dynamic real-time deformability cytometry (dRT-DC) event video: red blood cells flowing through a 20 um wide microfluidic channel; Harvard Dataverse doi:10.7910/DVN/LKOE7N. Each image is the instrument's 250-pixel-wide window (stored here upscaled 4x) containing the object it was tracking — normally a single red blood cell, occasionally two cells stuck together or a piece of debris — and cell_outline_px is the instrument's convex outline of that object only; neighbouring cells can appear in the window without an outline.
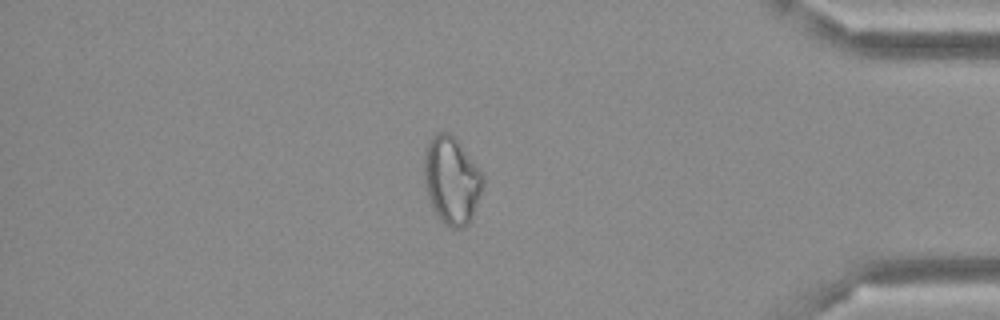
{"species": "Egyptian fruit bat (a non-hibernating species)", "species_latin": "Rousettus aegyptiacus", "temperature_condition": "cold", "stored_images_in_passage": 48, "camera_frame_rate_fps": 3000, "um_per_image_px": 0.085, "frame": {"image": 1, "passage_image": 41, "time_ms": 13.333, "image_size_px": [1000, 320], "cell_outline_px": [[484, 188], [472, 220], [464, 228], [452, 228], [444, 224], [436, 216], [432, 208], [424, 184], [424, 156], [428, 144], [432, 136], [436, 132], [448, 132], [460, 144], [484, 176]], "centroid_in_image_um": [38.4, 15.38], "position_along_channel_um": 396.8, "area_um2": 30.23}}
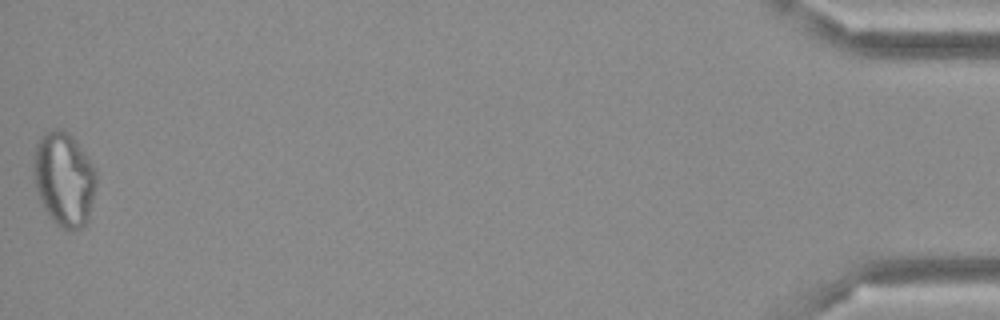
{"frame": {"image": 2, "passage_image": 48, "time_ms": 15.667, "image_size_px": [1000, 320], "cell_outline_px": [[96, 184], [88, 220], [80, 228], [72, 232], [60, 228], [56, 224], [44, 208], [40, 200], [36, 188], [32, 172], [32, 164], [36, 144], [40, 136], [44, 132], [52, 128], [64, 128], [72, 136], [96, 168]], "centroid_in_image_um": [5.43, 15.2], "position_along_channel_um": 429.8, "area_um2": 34.85}}